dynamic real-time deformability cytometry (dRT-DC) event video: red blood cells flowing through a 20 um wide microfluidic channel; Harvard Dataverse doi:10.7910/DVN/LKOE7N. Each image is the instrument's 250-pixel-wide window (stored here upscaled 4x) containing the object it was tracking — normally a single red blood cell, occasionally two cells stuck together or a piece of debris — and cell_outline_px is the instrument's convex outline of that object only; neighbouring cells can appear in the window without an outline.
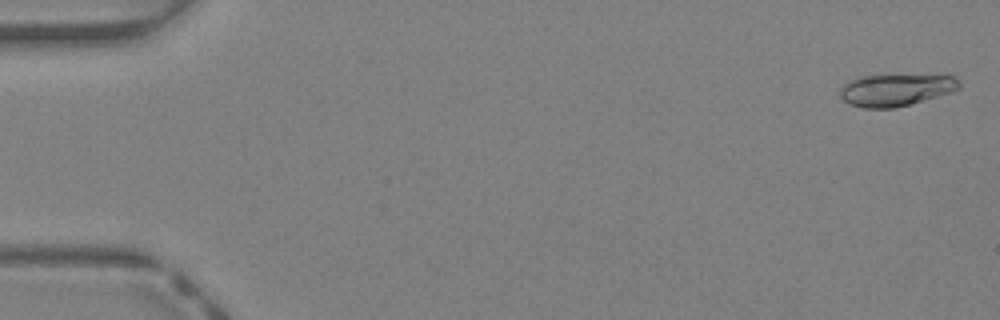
{"species": "Egyptian fruit bat (a non-hibernating species)", "species_latin": "Rousettus aegyptiacus", "temperature_condition": "warm", "stored_images_in_passage": 43, "camera_frame_rate_fps": 3000, "um_per_image_px": 0.085, "animal": {"sex": "female"}, "frame": {"image": 1, "passage_image": 1, "time_ms": 0.0, "image_size_px": [1000, 320], "cell_outline_px": [[960, 88], [952, 92], [896, 108], [864, 108], [848, 104], [840, 96], [840, 88], [848, 80], [880, 72], [884, 72], [952, 76], [960, 80]], "centroid_in_image_um": [76.13, 7.59], "position_along_channel_um": 8.9, "area_um2": 23.29}}
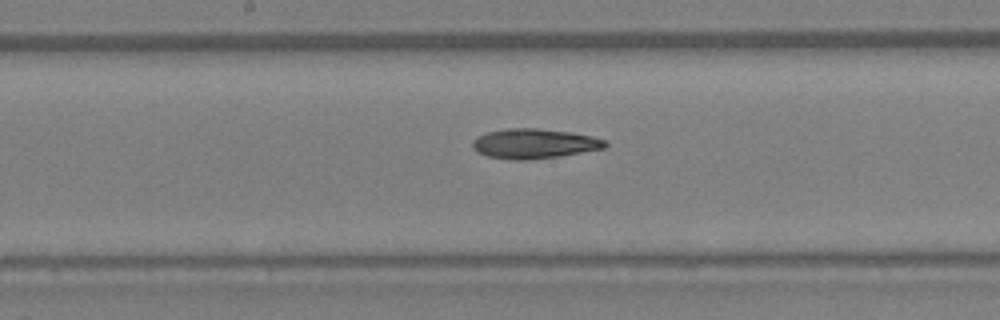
{"frame": {"image": 2, "passage_image": 23, "time_ms": 7.333, "image_size_px": [1000, 320], "cell_outline_px": [[608, 144], [604, 148], [560, 156], [528, 160], [516, 160], [488, 156], [476, 152], [472, 148], [472, 140], [476, 136], [488, 132], [508, 128], [536, 128], [572, 132], [592, 136], [604, 140]], "centroid_in_image_um": [45.37, 12.2], "position_along_channel_um": 202.8, "area_um2": 23.06}}
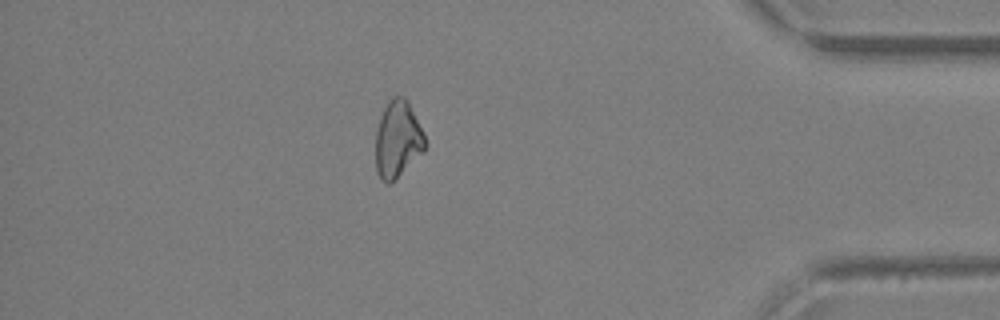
{"frame": {"image": 3, "passage_image": 38, "time_ms": 12.333, "image_size_px": [1000, 320], "cell_outline_px": [[428, 144], [424, 152], [388, 184], [376, 172], [376, 132], [384, 108], [388, 100], [392, 96], [404, 96], [408, 100], [424, 132]], "centroid_in_image_um": [33.84, 11.79], "position_along_channel_um": 401.4, "area_um2": 22.08}}